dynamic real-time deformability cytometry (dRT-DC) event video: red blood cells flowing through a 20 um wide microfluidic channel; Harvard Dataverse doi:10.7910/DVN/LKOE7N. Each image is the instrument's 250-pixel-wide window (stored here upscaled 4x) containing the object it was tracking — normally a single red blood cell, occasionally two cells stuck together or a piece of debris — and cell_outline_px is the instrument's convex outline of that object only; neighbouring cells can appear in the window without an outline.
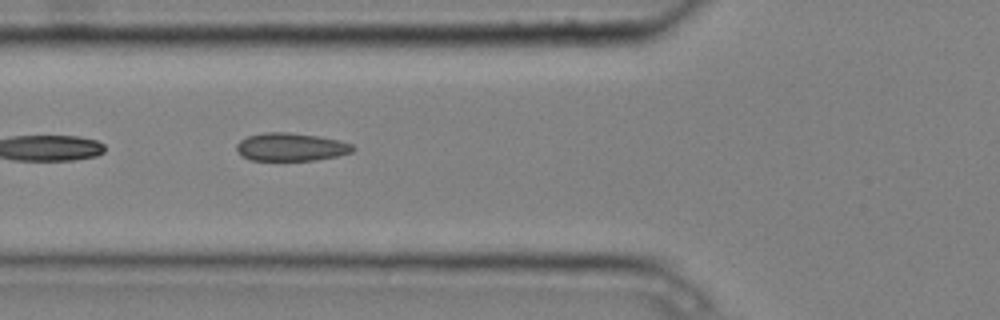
{"species": "common noctule bat (a hibernating species)", "species_latin": "Nyctalus noctula", "temperature_condition": "cold", "stored_images_in_passage": 7, "camera_frame_rate_fps": 3000, "um_per_image_px": 0.085, "animal": {"sex": "male", "body_mass_g": 20.4}, "frame": {"image": 1, "passage_image": 5, "time_ms": 1.333, "image_size_px": [1000, 320], "cell_outline_px": [[356, 148], [352, 152], [336, 156], [316, 160], [248, 160], [240, 156], [236, 148], [236, 144], [240, 140], [248, 136], [264, 132], [288, 132], [316, 136], [340, 140], [352, 144]], "centroid_in_image_um": [24.71, 12.49], "position_along_channel_um": 101.1, "area_um2": 19.07}}